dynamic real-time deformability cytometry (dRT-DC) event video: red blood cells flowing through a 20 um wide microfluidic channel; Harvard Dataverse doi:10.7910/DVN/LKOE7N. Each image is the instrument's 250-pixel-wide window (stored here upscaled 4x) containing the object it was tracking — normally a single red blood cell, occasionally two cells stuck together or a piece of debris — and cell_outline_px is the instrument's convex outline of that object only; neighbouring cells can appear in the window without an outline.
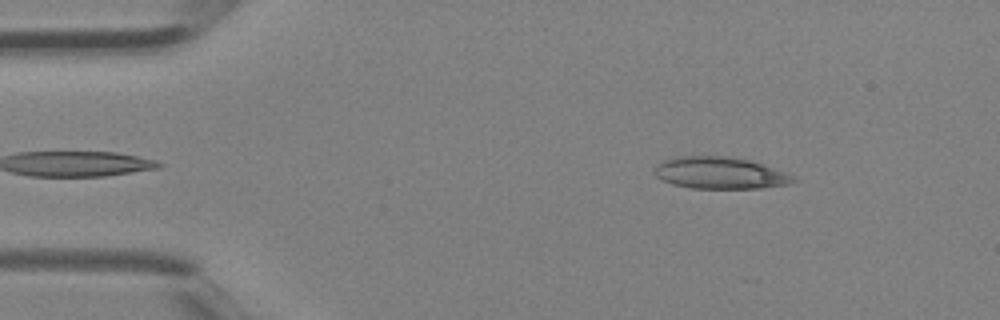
{"species": "Egyptian fruit bat (a non-hibernating species)", "species_latin": "Rousettus aegyptiacus", "temperature_condition": "room temperature", "stored_images_in_passage": 11, "camera_frame_rate_fps": 3000, "um_per_image_px": 0.085, "animal": {"sex": "female"}, "frame": {"image": 1, "passage_image": 1, "time_ms": 0.0, "image_size_px": [1000, 320], "cell_outline_px": [[800, 180], [788, 184], [760, 188], [692, 188], [672, 184], [656, 176], [656, 164], [660, 160], [676, 156], [728, 156], [748, 160], [764, 164], [792, 176]], "centroid_in_image_um": [61.18, 14.69], "position_along_channel_um": 23.8, "area_um2": 25.66}}
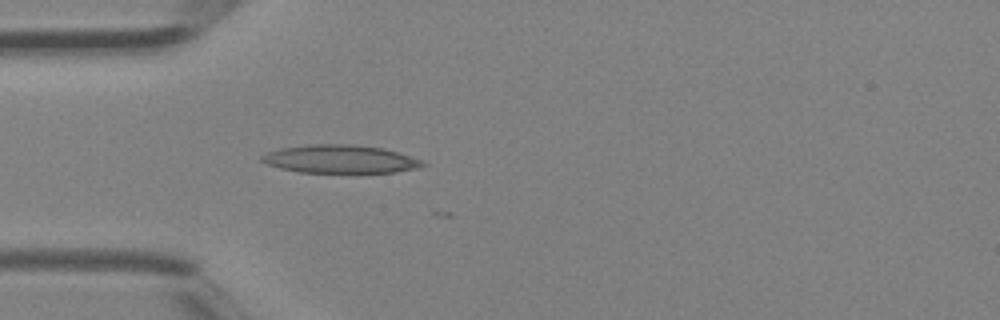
{"frame": {"image": 2, "passage_image": 7, "time_ms": 2.0, "image_size_px": [1000, 320], "cell_outline_px": [[428, 164], [416, 168], [396, 172], [300, 172], [280, 168], [268, 164], [260, 160], [260, 156], [268, 152], [280, 148], [308, 144], [352, 144], [384, 148], [424, 160]], "centroid_in_image_um": [28.93, 13.51], "position_along_channel_um": 56.1, "area_um2": 26.41}}
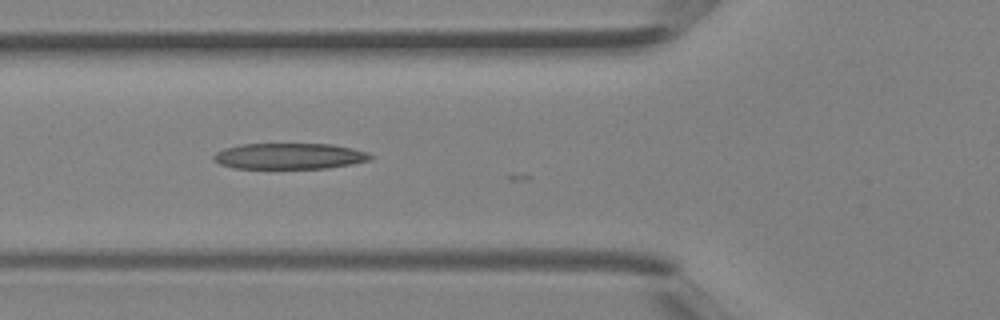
{"frame": {"image": 3, "passage_image": 10, "time_ms": 3.0, "image_size_px": [1000, 320], "cell_outline_px": [[372, 160], [352, 164], [328, 168], [236, 168], [220, 164], [212, 160], [212, 156], [216, 152], [224, 148], [240, 144], [332, 144], [352, 148], [368, 152], [372, 156]], "centroid_in_image_um": [24.6, 13.27], "position_along_channel_um": 101.2, "area_um2": 23.81}}